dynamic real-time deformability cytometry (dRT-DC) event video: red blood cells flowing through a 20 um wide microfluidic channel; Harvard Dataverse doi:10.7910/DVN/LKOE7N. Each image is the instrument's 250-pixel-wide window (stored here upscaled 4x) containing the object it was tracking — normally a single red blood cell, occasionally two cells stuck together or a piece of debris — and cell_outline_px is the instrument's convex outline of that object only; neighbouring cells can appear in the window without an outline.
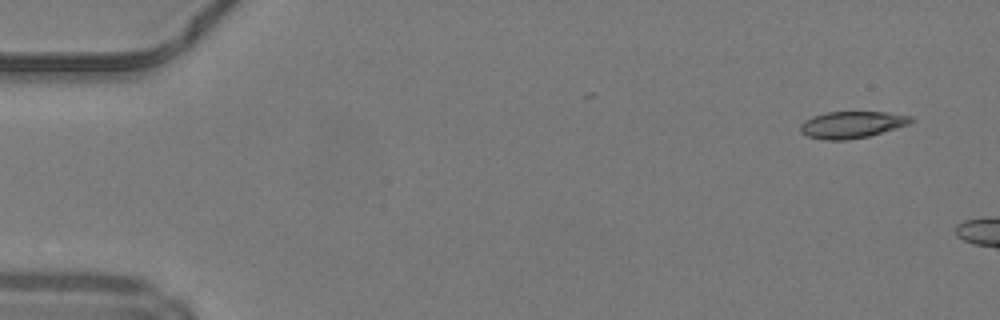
{"species": "common noctule bat (a hibernating species)", "species_latin": "Nyctalus noctula", "temperature_condition": "warm", "stored_images_in_passage": 5, "camera_frame_rate_fps": 3000, "um_per_image_px": 0.085, "animal": {"sex": "male", "body_mass_g": 19.2, "forearm_length_mm": 51.8}, "frame": {"image": 1, "passage_image": 1, "time_ms": 0.0, "image_size_px": [1000, 320], "cell_outline_px": [[916, 120], [908, 124], [868, 136], [844, 140], [824, 140], [808, 136], [800, 132], [800, 124], [804, 120], [812, 116], [828, 112], [888, 112], [912, 116]], "centroid_in_image_um": [72.39, 10.59], "position_along_channel_um": 12.6, "area_um2": 17.22}}